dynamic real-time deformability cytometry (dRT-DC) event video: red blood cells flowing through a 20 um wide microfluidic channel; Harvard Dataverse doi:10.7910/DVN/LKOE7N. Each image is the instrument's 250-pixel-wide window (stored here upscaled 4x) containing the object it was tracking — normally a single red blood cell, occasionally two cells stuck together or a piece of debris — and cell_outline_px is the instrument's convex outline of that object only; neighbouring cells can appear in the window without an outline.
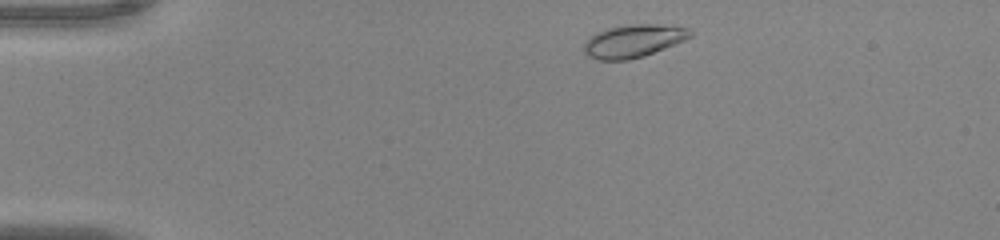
{"species": "common noctule bat (a hibernating species)", "species_latin": "Nyctalus noctula", "temperature_condition": "warm", "stored_images_in_passage": 44, "camera_frame_rate_fps": 3000, "um_per_image_px": 0.085, "animal": {"sex": "male", "body_mass_g": 20.0, "forearm_length_mm": 53.3}, "frame": {"image": 1, "passage_image": 2, "time_ms": 0.333, "image_size_px": [1000, 240], "cell_outline_px": [[696, 32], [692, 36], [684, 40], [644, 56], [628, 60], [600, 60], [588, 56], [584, 52], [584, 44], [596, 32], [608, 28], [628, 24], [656, 24], [692, 28]], "centroid_in_image_um": [53.88, 3.47], "position_along_channel_um": 31.1, "area_um2": 20.35}}
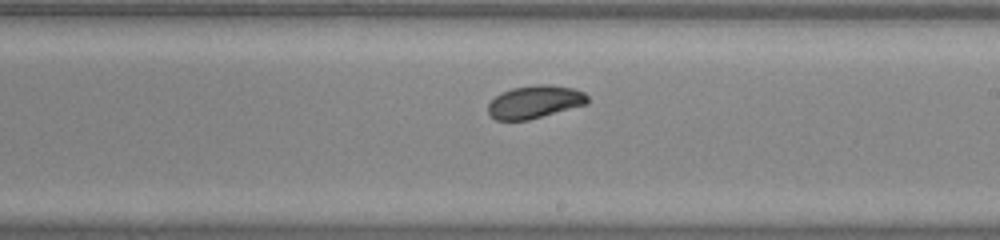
{"frame": {"image": 2, "passage_image": 23, "time_ms": 7.333, "image_size_px": [1000, 240], "cell_outline_px": [[588, 104], [528, 120], [496, 120], [488, 112], [488, 104], [496, 96], [512, 88], [540, 84], [548, 84], [572, 88], [584, 92], [588, 96]], "centroid_in_image_um": [45.48, 8.66], "position_along_channel_um": 243.5, "area_um2": 18.9}}
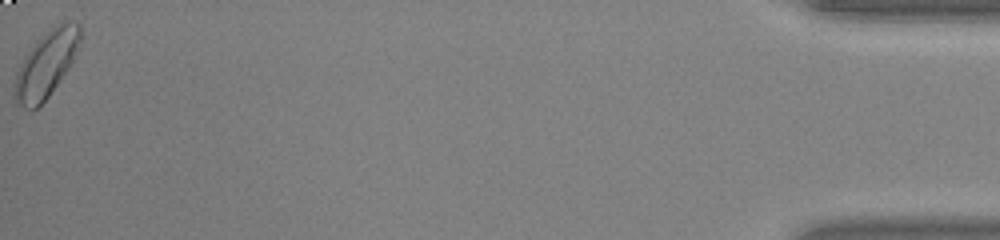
{"frame": {"image": 3, "passage_image": 44, "time_ms": 14.333, "image_size_px": [1000, 240], "cell_outline_px": [[84, 36], [68, 68], [48, 96], [36, 108], [24, 108], [16, 104], [12, 96], [16, 72], [20, 64], [36, 40], [48, 28], [56, 24], [80, 24]], "centroid_in_image_um": [3.91, 5.45], "position_along_channel_um": 431.3, "area_um2": 25.2}, "authors_computed_cell_mechanics": {"area_um2": 19.7098, "velocity_mm_per_s": 3.9972, "shape_relaxation_time_tau1_ms": 2.6583, "shape_relaxation_time_tau2_ms": null, "deformation_change_tau1": 0.0968, "deformation_change_tau2": null}}